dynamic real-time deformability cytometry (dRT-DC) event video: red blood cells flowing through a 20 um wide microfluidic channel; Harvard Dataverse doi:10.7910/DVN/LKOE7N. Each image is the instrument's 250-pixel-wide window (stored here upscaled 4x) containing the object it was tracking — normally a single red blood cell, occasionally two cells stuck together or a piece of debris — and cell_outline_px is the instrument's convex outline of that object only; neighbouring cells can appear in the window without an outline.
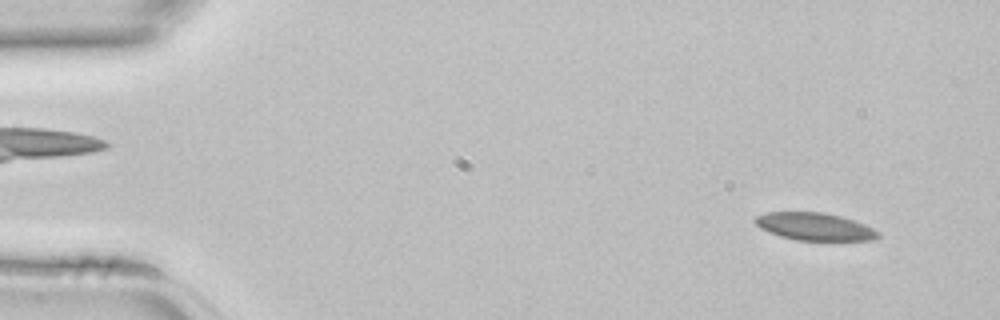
{"species": "common noctule bat (a hibernating species)", "species_latin": "Nyctalus noctula", "temperature_condition": "room temperature", "stored_images_in_passage": 44, "camera_frame_rate_fps": 3000, "um_per_image_px": 0.085, "animal": {"sex": "female", "body_mass_g": 22.7, "forearm_length_mm": 54.2}, "frame": {"image": 1, "passage_image": 3, "time_ms": 0.667, "image_size_px": [1000, 320], "cell_outline_px": [[880, 236], [876, 240], [796, 240], [780, 236], [768, 232], [760, 228], [752, 220], [756, 216], [768, 212], [820, 212], [840, 216], [864, 224], [880, 232]], "centroid_in_image_um": [69.23, 19.26], "position_along_channel_um": 15.8, "area_um2": 19.71}}
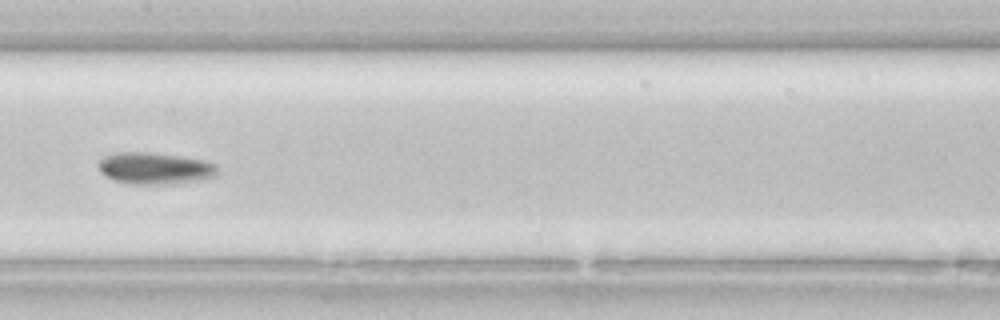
{"frame": {"image": 2, "passage_image": 22, "time_ms": 7.0, "image_size_px": [1000, 320], "cell_outline_px": [[216, 176], [200, 180], [164, 184], [136, 184], [112, 180], [104, 176], [100, 172], [100, 160], [104, 156], [116, 152], [152, 152], [180, 156], [204, 160], [216, 164]], "centroid_in_image_um": [13.15, 14.3], "position_along_channel_um": 194.3, "area_um2": 21.96}}
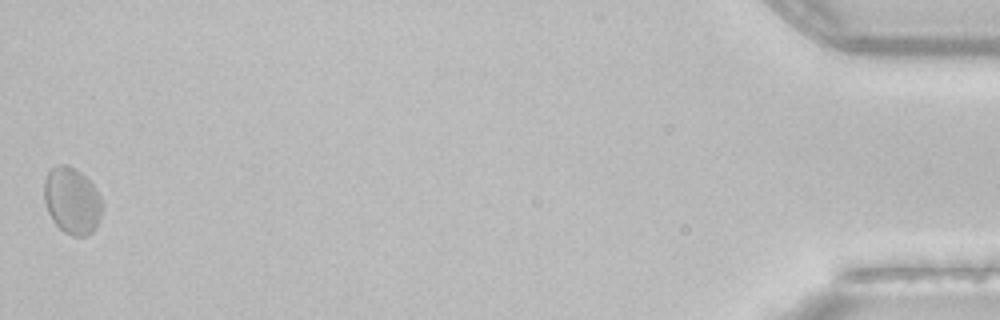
{"frame": {"image": 3, "passage_image": 44, "time_ms": 14.333, "image_size_px": [1000, 320], "cell_outline_px": [[104, 204], [96, 228], [88, 236], [72, 236], [64, 232], [52, 220], [48, 212], [44, 200], [44, 180], [48, 172], [52, 168], [60, 164], [68, 164], [76, 168], [96, 188]], "centroid_in_image_um": [6.13, 17.06], "position_along_channel_um": 429.1, "area_um2": 22.77}}